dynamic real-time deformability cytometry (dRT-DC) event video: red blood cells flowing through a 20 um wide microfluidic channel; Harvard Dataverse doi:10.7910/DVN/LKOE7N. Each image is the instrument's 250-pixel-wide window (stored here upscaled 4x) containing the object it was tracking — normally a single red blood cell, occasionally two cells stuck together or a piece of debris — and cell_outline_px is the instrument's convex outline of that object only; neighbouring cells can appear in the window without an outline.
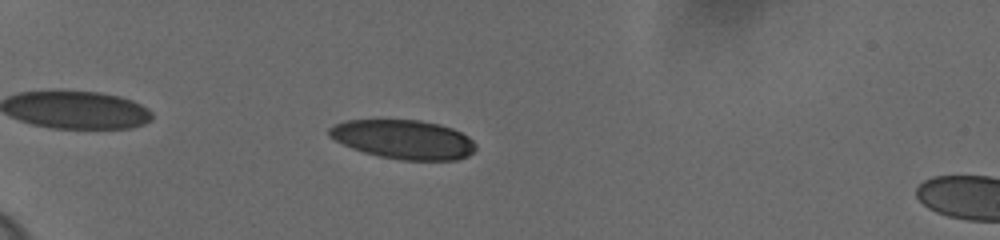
{"species": "human", "species_latin": "Homo sapiens", "temperature_condition": "cold", "stored_images_in_passage": 43, "camera_frame_rate_fps": 3000, "um_per_image_px": 0.085, "donor": {"sex": "female"}, "frame": {"image": 1, "passage_image": 7, "time_ms": 2.0, "image_size_px": [1000, 240], "cell_outline_px": [[476, 148], [468, 156], [456, 160], [400, 160], [380, 156], [364, 152], [352, 148], [328, 136], [328, 128], [344, 120], [420, 120], [440, 124], [452, 128], [468, 136], [476, 144]], "centroid_in_image_um": [34.31, 11.85], "position_along_channel_um": 50.7, "area_um2": 33.35}}
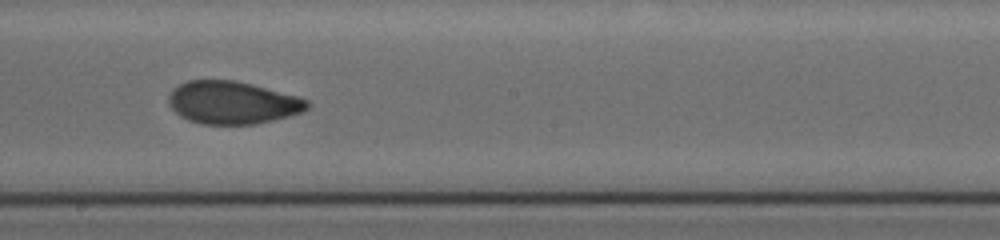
{"frame": {"image": 2, "passage_image": 25, "time_ms": 8.0, "image_size_px": [1000, 240], "cell_outline_px": [[308, 108], [304, 112], [256, 124], [200, 124], [188, 120], [180, 116], [168, 104], [168, 96], [172, 88], [188, 80], [236, 80], [300, 96], [308, 100]], "centroid_in_image_um": [19.76, 8.71], "position_along_channel_um": 228.4, "area_um2": 34.74}}
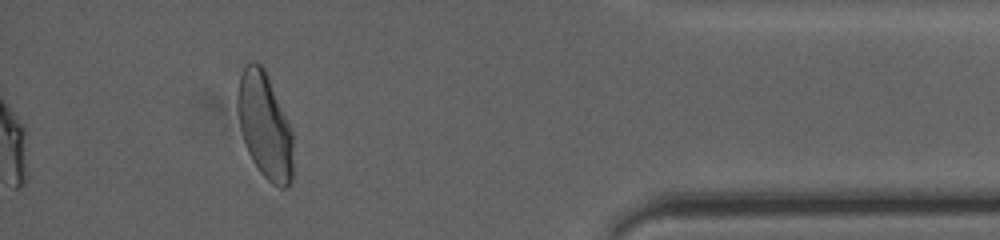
{"frame": {"image": 3, "passage_image": 43, "time_ms": 14.0, "image_size_px": [1000, 240], "cell_outline_px": [[292, 180], [288, 188], [280, 188], [272, 184], [260, 172], [252, 160], [248, 152], [240, 128], [236, 104], [236, 92], [240, 76], [244, 68], [248, 64], [256, 60], [264, 68], [288, 120], [292, 132]], "centroid_in_image_um": [22.49, 10.69], "position_along_channel_um": 412.7, "area_um2": 34.28}, "authors_computed_cell_mechanics": {"area_um2": 33.9286, "velocity_mm_per_s": 3.6318, "shape_relaxation_time_tau1_ms": 7.0483, "shape_relaxation_time_tau2_ms": 1.3478, "deformation_change_tau1": 0.1891, "deformation_change_tau2": 0.0592}}